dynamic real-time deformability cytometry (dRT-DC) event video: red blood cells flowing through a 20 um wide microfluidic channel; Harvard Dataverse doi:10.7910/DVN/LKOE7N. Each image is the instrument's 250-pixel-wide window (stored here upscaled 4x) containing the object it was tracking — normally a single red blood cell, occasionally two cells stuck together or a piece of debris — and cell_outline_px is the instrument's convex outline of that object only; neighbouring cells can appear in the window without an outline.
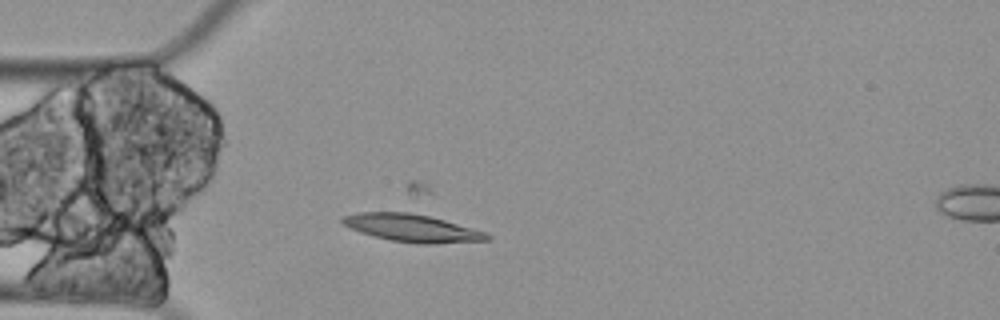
{"species": "Egyptian fruit bat (a non-hibernating species)", "species_latin": "Rousettus aegyptiacus", "temperature_condition": "cold", "stored_images_in_passage": 5, "segment_of_instrument_passage": [1, 2], "camera_frame_rate_fps": 3000, "um_per_image_px": 0.085, "animal": {"sex": "female"}, "frame": {"image": 1, "passage_image": 4, "time_ms": 1.0, "image_size_px": [1000, 320], "cell_outline_px": [[492, 236], [488, 240], [436, 244], [416, 244], [392, 240], [360, 232], [344, 224], [340, 220], [344, 216], [360, 212], [416, 212], [472, 228], [484, 232]], "centroid_in_image_um": [35.05, 19.38], "position_along_channel_um": 50.0, "area_um2": 23.06}}